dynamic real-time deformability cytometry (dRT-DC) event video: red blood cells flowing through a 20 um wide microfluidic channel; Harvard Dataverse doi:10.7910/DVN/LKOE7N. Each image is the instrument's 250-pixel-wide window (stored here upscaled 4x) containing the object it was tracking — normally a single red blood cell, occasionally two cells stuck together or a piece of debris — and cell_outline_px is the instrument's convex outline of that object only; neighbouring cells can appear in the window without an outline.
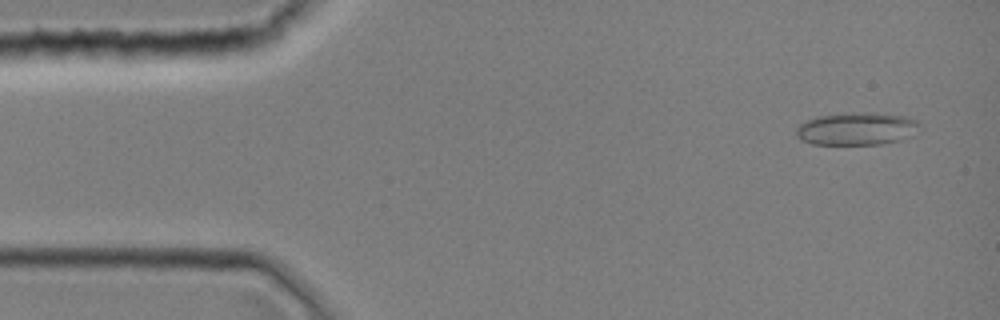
{"species": "common noctule bat (a hibernating species)", "species_latin": "Nyctalus noctula", "temperature_condition": "room temperature", "stored_images_in_passage": 4, "camera_frame_rate_fps": 3000, "um_per_image_px": 0.085, "animal": {"sex": "female", "body_mass_g": 19.0, "forearm_length_mm": 51.5}, "frame": {"image": 1, "passage_image": 2, "time_ms": 0.333, "image_size_px": [1000, 320], "cell_outline_px": [[920, 124], [912, 136], [900, 140], [880, 144], [812, 144], [800, 140], [796, 136], [796, 128], [800, 124], [816, 116], [864, 112], [868, 112], [908, 116], [916, 120]], "centroid_in_image_um": [72.82, 10.95], "position_along_channel_um": 12.2, "area_um2": 23.47}}